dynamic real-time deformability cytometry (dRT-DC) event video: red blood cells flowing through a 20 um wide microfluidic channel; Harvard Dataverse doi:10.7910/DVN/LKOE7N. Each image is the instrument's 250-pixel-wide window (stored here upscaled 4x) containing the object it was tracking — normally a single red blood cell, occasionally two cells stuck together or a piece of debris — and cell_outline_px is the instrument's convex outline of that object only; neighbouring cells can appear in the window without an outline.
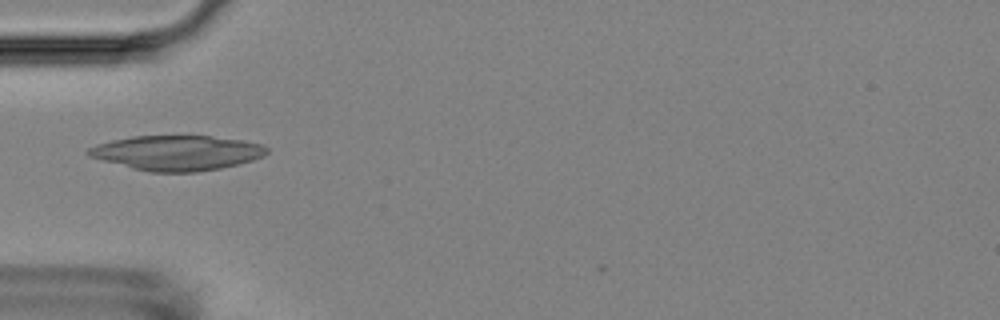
{"species": "Egyptian fruit bat (a non-hibernating species)", "species_latin": "Rousettus aegyptiacus", "temperature_condition": "room temperature", "stored_images_in_passage": 11, "camera_frame_rate_fps": 3000, "um_per_image_px": 0.085, "animal": {"sex": "female"}, "frame": {"image": 1, "passage_image": 1, "time_ms": 0.0, "image_size_px": [1000, 320], "cell_outline_px": [[268, 152], [264, 156], [252, 160], [220, 168], [196, 172], [152, 172], [132, 168], [88, 156], [84, 152], [88, 148], [96, 144], [112, 140], [132, 136], [212, 136], [244, 140], [260, 144], [268, 148]], "centroid_in_image_um": [15.03, 12.98], "position_along_channel_um": 70.0, "area_um2": 36.24}}
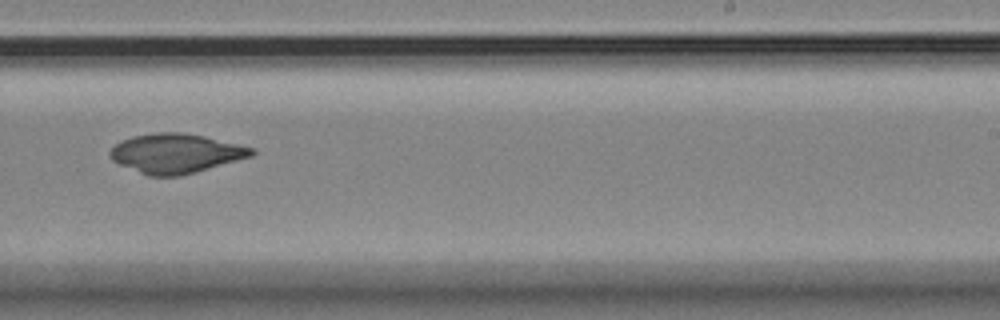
{"frame": {"image": 2, "passage_image": 6, "time_ms": 5.667, "image_size_px": [1000, 320], "cell_outline_px": [[256, 152], [252, 156], [196, 172], [180, 176], [148, 176], [120, 164], [112, 160], [108, 152], [120, 140], [132, 136], [156, 132], [180, 132], [204, 136], [256, 148]], "centroid_in_image_um": [14.95, 13.03], "position_along_channel_um": 274.1, "area_um2": 32.54}}
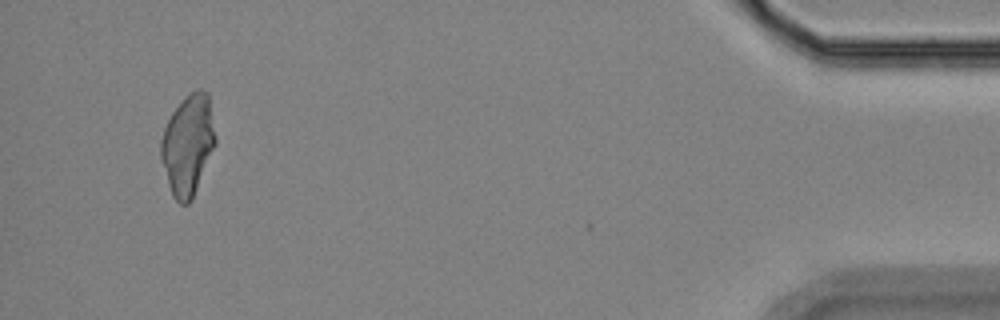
{"frame": {"image": 3, "passage_image": 10, "time_ms": 11.667, "image_size_px": [1000, 320], "cell_outline_px": [[216, 144], [192, 200], [188, 204], [180, 204], [172, 196], [168, 184], [160, 156], [160, 140], [164, 128], [172, 112], [184, 96], [196, 88], [204, 88], [208, 92], [216, 136]], "centroid_in_image_um": [15.98, 12.28], "position_along_channel_um": 419.2, "area_um2": 32.25}}